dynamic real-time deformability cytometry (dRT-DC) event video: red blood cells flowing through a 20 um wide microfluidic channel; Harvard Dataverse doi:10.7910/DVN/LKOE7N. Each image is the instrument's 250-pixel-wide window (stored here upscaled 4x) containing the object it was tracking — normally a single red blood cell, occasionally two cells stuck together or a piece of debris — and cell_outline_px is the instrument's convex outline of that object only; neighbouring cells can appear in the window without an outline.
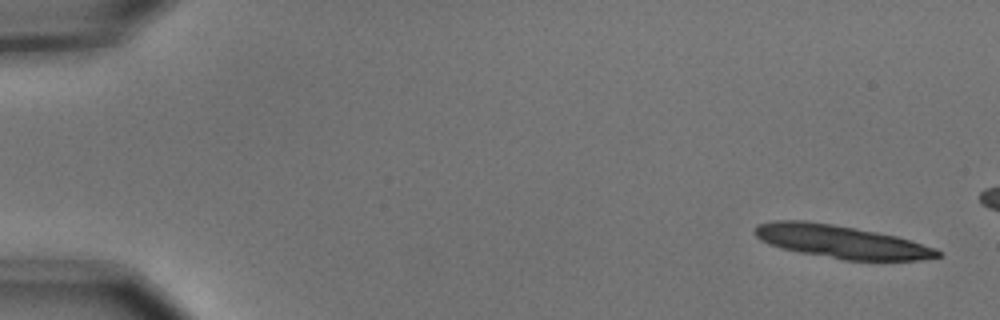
{"species": "common noctule bat (a hibernating species)", "species_latin": "Nyctalus noctula", "temperature_condition": "cold", "stored_images_in_passage": 4, "camera_frame_rate_fps": 3000, "um_per_image_px": 0.085, "animal": {"sex": "male", "body_mass_g": 15.6}, "frame": {"image": 1, "passage_image": 1, "time_ms": 0.0, "image_size_px": [1000, 320], "cell_outline_px": [[940, 256], [920, 260], [844, 260], [800, 252], [780, 248], [768, 244], [760, 240], [752, 232], [756, 224], [772, 220], [808, 220], [856, 228], [896, 236], [936, 248], [940, 252]], "centroid_in_image_um": [71.42, 20.53], "position_along_channel_um": 13.6, "area_um2": 35.14}}